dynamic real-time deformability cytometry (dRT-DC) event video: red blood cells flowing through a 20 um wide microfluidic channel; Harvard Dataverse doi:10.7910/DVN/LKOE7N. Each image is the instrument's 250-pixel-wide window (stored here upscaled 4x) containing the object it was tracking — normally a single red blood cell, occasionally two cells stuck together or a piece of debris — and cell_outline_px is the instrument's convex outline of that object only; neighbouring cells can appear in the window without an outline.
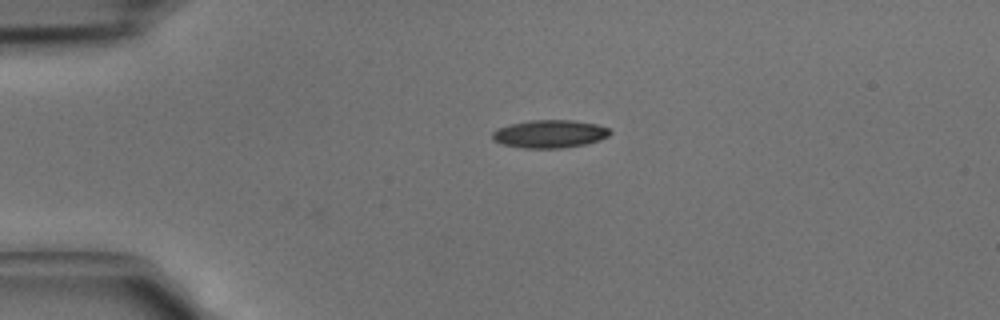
{"species": "common noctule bat (a hibernating species)", "species_latin": "Nyctalus noctula", "temperature_condition": "cold", "stored_images_in_passage": 23, "camera_frame_rate_fps": 3000, "um_per_image_px": 0.085, "animal": {"sex": "male", "body_mass_g": 15.6}, "frame": {"image": 1, "passage_image": 1, "time_ms": 0.0, "image_size_px": [1000, 320], "cell_outline_px": [[612, 132], [608, 136], [600, 140], [584, 144], [560, 148], [524, 148], [500, 144], [492, 140], [492, 132], [496, 128], [508, 124], [528, 120], [576, 120], [596, 124], [608, 128]], "centroid_in_image_um": [46.68, 11.37], "position_along_channel_um": 38.3, "area_um2": 19.36}}
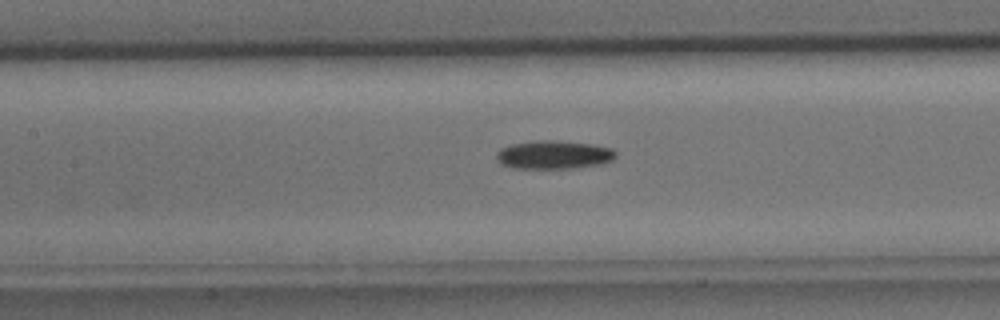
{"frame": {"image": 2, "passage_image": 11, "time_ms": 3.333, "image_size_px": [1000, 320], "cell_outline_px": [[616, 156], [612, 160], [600, 164], [572, 168], [512, 168], [500, 164], [496, 160], [496, 152], [500, 148], [512, 144], [536, 140], [552, 140], [592, 144], [612, 148], [616, 152]], "centroid_in_image_um": [47.03, 13.15], "position_along_channel_um": 160.4, "area_um2": 19.83}}
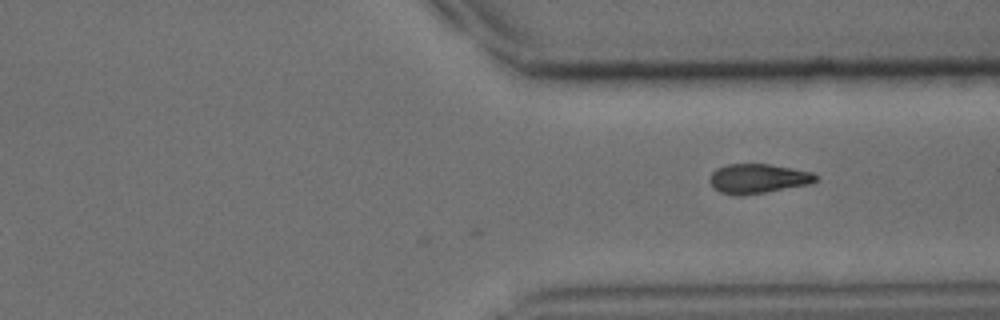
{"frame": {"image": 3, "passage_image": 23, "time_ms": 7.333, "image_size_px": [1000, 320], "cell_outline_px": [[820, 176], [812, 184], [740, 196], [736, 196], [720, 192], [712, 188], [708, 180], [712, 172], [716, 168], [728, 164], [772, 164], [812, 172]], "centroid_in_image_um": [64.42, 15.18], "position_along_channel_um": 347.0, "area_um2": 18.5}}